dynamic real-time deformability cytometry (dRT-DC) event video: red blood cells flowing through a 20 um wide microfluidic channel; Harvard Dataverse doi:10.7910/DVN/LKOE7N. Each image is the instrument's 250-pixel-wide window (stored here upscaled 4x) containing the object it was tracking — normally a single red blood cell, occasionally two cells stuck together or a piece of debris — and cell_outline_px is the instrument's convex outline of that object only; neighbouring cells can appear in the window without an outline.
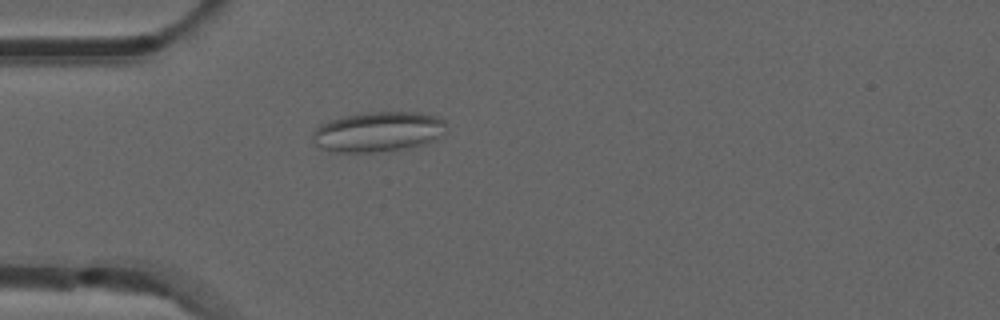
{"species": "common noctule bat (a hibernating species)", "species_latin": "Nyctalus noctula", "temperature_condition": "room temperature", "stored_images_in_passage": 53, "camera_frame_rate_fps": 3000, "um_per_image_px": 0.085, "animal": {"sex": "male", "forearm_length_mm": 52.5}, "frame": {"image": 1, "passage_image": 15, "time_ms": 4.667, "image_size_px": [1000, 320], "cell_outline_px": [[444, 132], [436, 140], [412, 148], [376, 152], [336, 152], [320, 148], [312, 140], [312, 132], [320, 124], [328, 120], [368, 112], [420, 112], [436, 116], [444, 120]], "centroid_in_image_um": [32.14, 11.21], "position_along_channel_um": 52.9, "area_um2": 31.39}}
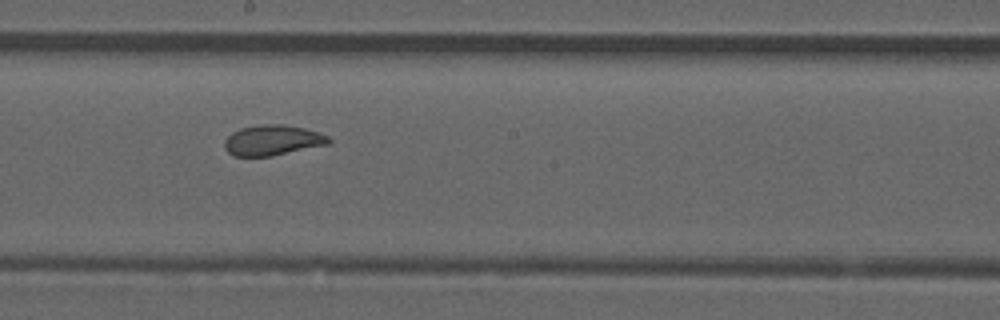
{"frame": {"image": 2, "passage_image": 29, "time_ms": 9.333, "image_size_px": [1000, 320], "cell_outline_px": [[332, 140], [328, 144], [272, 156], [232, 156], [224, 148], [224, 140], [232, 132], [240, 128], [260, 124], [284, 124], [304, 128], [328, 136]], "centroid_in_image_um": [23.13, 11.92], "position_along_channel_um": 225.1, "area_um2": 18.5}}
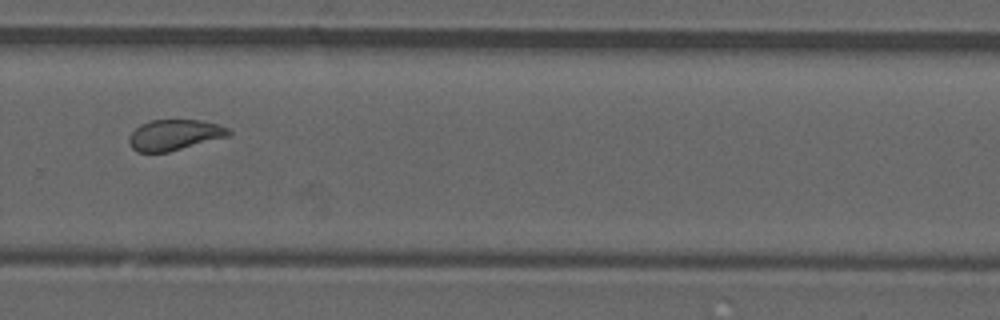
{"frame": {"image": 3, "passage_image": 36, "time_ms": 11.667, "image_size_px": [1000, 320], "cell_outline_px": [[232, 132], [228, 136], [168, 152], [136, 152], [128, 144], [128, 136], [140, 124], [152, 120], [204, 120], [228, 128]], "centroid_in_image_um": [14.79, 11.47], "position_along_channel_um": 315.0, "area_um2": 17.8}, "authors_computed_cell_mechanics": {"area_um2": 19.5364, "velocity_mm_per_s": 3.8707, "shape_relaxation_time_tau1_ms": null, "shape_relaxation_time_tau2_ms": 0.8445, "deformation_change_tau1": null, "deformation_change_tau2": 0.0582}}